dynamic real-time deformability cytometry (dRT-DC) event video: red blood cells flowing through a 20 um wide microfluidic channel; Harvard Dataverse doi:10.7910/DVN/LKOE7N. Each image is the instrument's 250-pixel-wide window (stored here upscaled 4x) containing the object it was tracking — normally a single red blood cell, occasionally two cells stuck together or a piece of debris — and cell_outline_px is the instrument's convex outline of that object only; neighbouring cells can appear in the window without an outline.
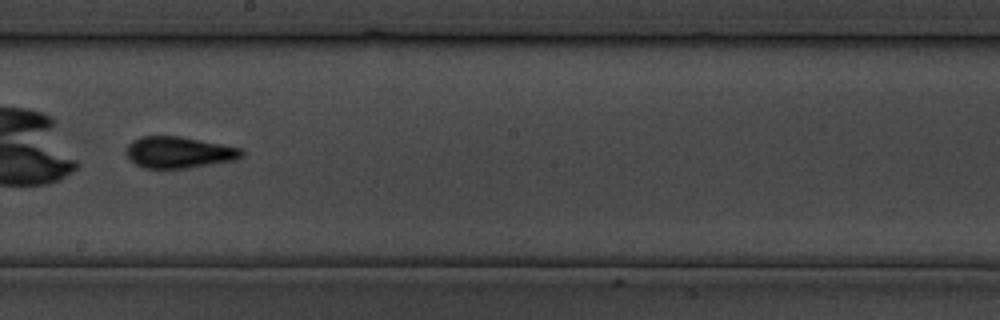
{"species": "common noctule bat (a hibernating species)", "species_latin": "Nyctalus noctula", "temperature_condition": "cold", "stored_images_in_passage": 34, "camera_frame_rate_fps": 3000, "um_per_image_px": 0.085, "animal": {"sex": "male", "body_mass_g": 19.5, "forearm_length_mm": 54.6}, "frame": {"image": 1, "passage_image": 20, "time_ms": 24.0, "image_size_px": [1000, 320], "cell_outline_px": [[244, 156], [236, 160], [188, 168], [144, 168], [136, 164], [124, 152], [128, 144], [132, 140], [140, 136], [180, 136], [240, 148], [244, 152]], "centroid_in_image_um": [15.19, 12.95], "position_along_channel_um": 233.0, "area_um2": 21.15}}
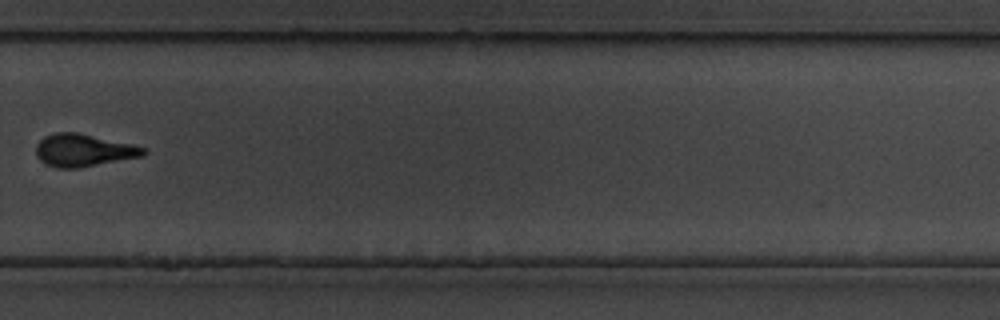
{"frame": {"image": 2, "passage_image": 25, "time_ms": 29.667, "image_size_px": [1000, 320], "cell_outline_px": [[148, 152], [144, 156], [80, 168], [56, 168], [44, 164], [36, 156], [36, 144], [44, 136], [56, 132], [76, 132], [132, 144], [144, 148]], "centroid_in_image_um": [7.08, 12.79], "position_along_channel_um": 322.7, "area_um2": 20.52}}